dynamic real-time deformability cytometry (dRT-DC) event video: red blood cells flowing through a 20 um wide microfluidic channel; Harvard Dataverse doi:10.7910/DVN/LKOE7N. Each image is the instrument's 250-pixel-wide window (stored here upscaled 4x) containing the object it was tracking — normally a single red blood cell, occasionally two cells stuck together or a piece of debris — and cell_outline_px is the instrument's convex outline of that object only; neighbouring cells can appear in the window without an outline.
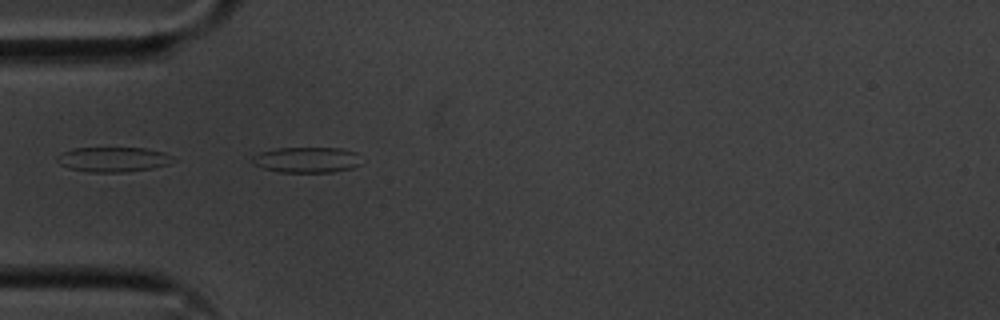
{"species": "common noctule bat (a hibernating species)", "species_latin": "Nyctalus noctula", "temperature_condition": "cold", "stored_images_in_passage": 40, "camera_frame_rate_fps": 3000, "um_per_image_px": 0.085, "animal": {"sex": "male", "body_mass_g": 20.1, "forearm_length_mm": 53.5}, "frame": {"image": 1, "passage_image": 1, "time_ms": 0.0, "image_size_px": [1000, 320], "cell_outline_px": [[360, 164], [352, 168], [332, 172], [276, 172], [252, 164], [252, 156], [260, 152], [276, 148], [340, 148], [356, 152]], "centroid_in_image_um": [26.03, 13.59], "position_along_channel_um": 59.0, "area_um2": 16.3}}
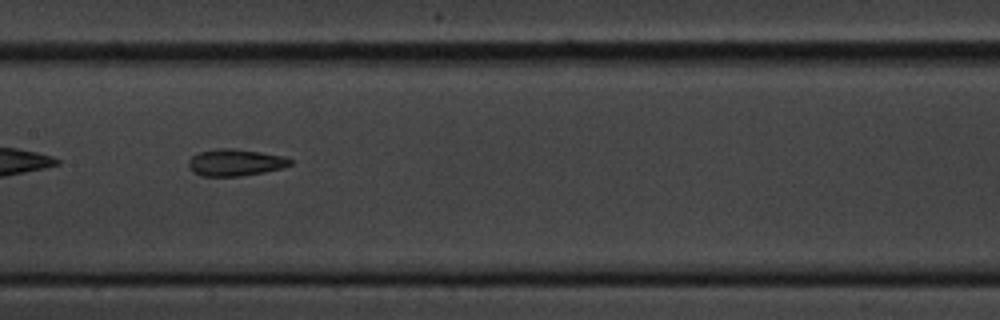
{"frame": {"image": 2, "passage_image": 12, "time_ms": 3.667, "image_size_px": [1000, 320], "cell_outline_px": [[292, 164], [284, 168], [264, 172], [240, 176], [200, 176], [192, 172], [188, 164], [188, 160], [192, 156], [200, 152], [216, 148], [232, 148], [260, 152], [284, 156], [292, 160]], "centroid_in_image_um": [20.0, 13.81], "position_along_channel_um": 187.4, "area_um2": 16.01}}
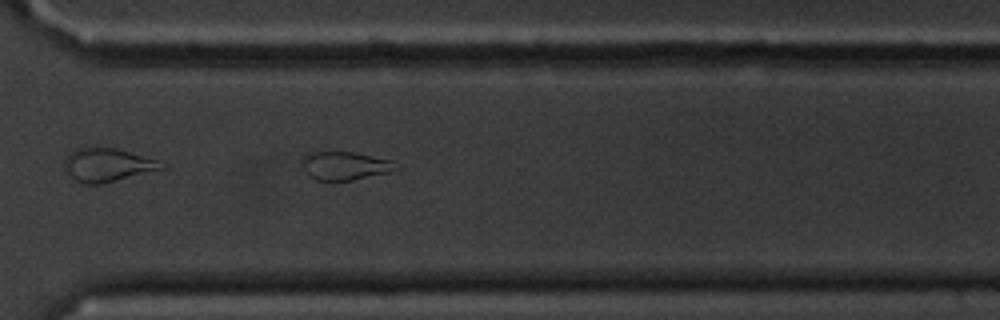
{"frame": {"image": 3, "passage_image": 25, "time_ms": 8.0, "image_size_px": [1000, 320], "cell_outline_px": [[404, 168], [388, 172], [352, 180], [332, 184], [312, 180], [308, 176], [300, 160], [300, 156], [312, 152], [352, 152], [392, 160]], "centroid_in_image_um": [29.28, 14.13], "position_along_channel_um": 341.3, "area_um2": 16.3}, "authors_computed_cell_mechanics": {"area_um2": 16.2996, "velocity_mm_per_s": 3.567, "shape_relaxation_time_tau1_ms": 3.8241, "shape_relaxation_time_tau2_ms": 6.9977, "deformation_change_tau1": 0.0835, "deformation_change_tau2": 0.1511}}